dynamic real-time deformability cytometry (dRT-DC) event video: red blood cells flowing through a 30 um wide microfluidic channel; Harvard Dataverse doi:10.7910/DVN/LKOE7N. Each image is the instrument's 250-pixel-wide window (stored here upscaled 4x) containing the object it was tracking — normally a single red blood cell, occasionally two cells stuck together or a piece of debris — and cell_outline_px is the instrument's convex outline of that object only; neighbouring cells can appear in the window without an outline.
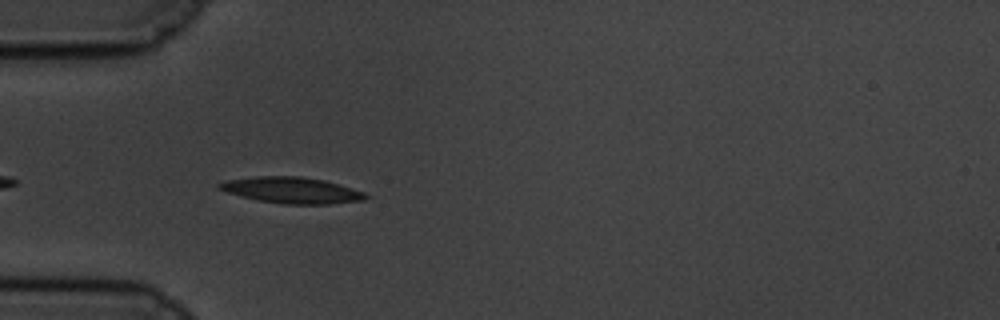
{"species": "common noctule bat (a hibernating species)", "species_latin": "Nyctalus noctula", "temperature_condition": "cold", "stored_images_in_passage": 21, "camera_frame_rate_fps": 3000, "um_per_image_px": 0.085, "animal": {"sex": "male", "body_mass_g": 19.5, "forearm_length_mm": 54.6}, "frame": {"image": 1, "passage_image": 3, "time_ms": 0.667, "image_size_px": [1000, 320], "cell_outline_px": [[372, 196], [364, 200], [328, 204], [284, 204], [256, 200], [228, 192], [216, 188], [216, 184], [228, 180], [256, 176], [300, 176], [324, 180], [352, 188], [364, 192]], "centroid_in_image_um": [24.82, 16.17], "position_along_channel_um": 60.2, "area_um2": 22.31}}
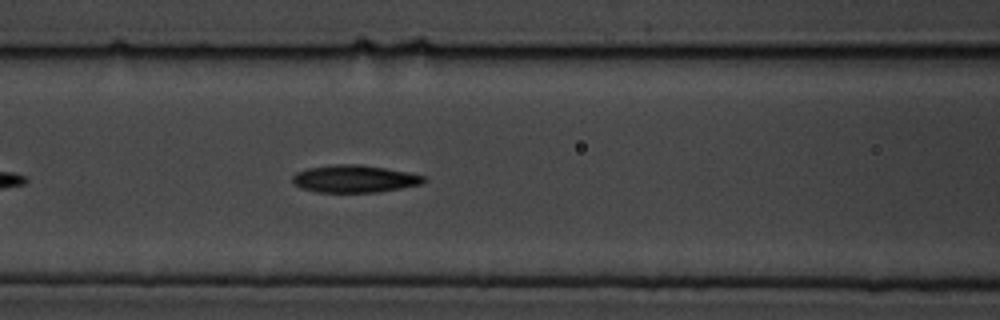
{"frame": {"image": 2, "passage_image": 10, "time_ms": 3.0, "image_size_px": [1000, 320], "cell_outline_px": [[428, 180], [420, 184], [400, 188], [376, 192], [316, 192], [300, 188], [292, 184], [292, 176], [296, 172], [308, 168], [336, 164], [360, 164], [408, 172], [424, 176]], "centroid_in_image_um": [30.08, 15.2], "position_along_channel_um": 136.5, "area_um2": 20.98}}
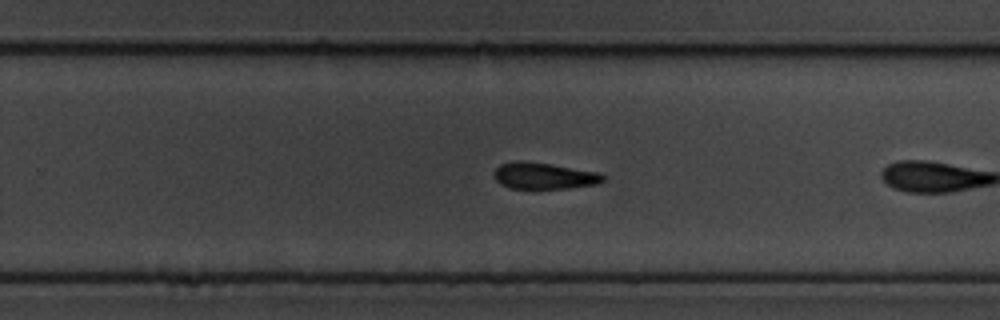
{"frame": {"image": 3, "passage_image": 20, "time_ms": 6.333, "image_size_px": [1000, 320], "cell_outline_px": [[604, 180], [596, 184], [568, 188], [508, 188], [500, 184], [496, 180], [492, 172], [500, 164], [516, 160], [524, 160], [552, 164], [600, 172], [604, 176]], "centroid_in_image_um": [46.2, 14.93], "position_along_channel_um": 283.6, "area_um2": 16.99}}